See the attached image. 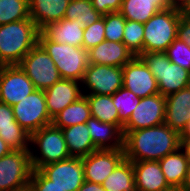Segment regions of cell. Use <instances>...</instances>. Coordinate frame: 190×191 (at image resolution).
Listing matches in <instances>:
<instances>
[{"instance_id":"obj_4","label":"cell","mask_w":190,"mask_h":191,"mask_svg":"<svg viewBox=\"0 0 190 191\" xmlns=\"http://www.w3.org/2000/svg\"><path fill=\"white\" fill-rule=\"evenodd\" d=\"M138 57L156 78L161 95L167 96L190 85V71L171 63L165 52H141Z\"/></svg>"},{"instance_id":"obj_30","label":"cell","mask_w":190,"mask_h":191,"mask_svg":"<svg viewBox=\"0 0 190 191\" xmlns=\"http://www.w3.org/2000/svg\"><path fill=\"white\" fill-rule=\"evenodd\" d=\"M100 15L92 5L91 0H70L66 9L65 19L77 20L81 27L90 26Z\"/></svg>"},{"instance_id":"obj_16","label":"cell","mask_w":190,"mask_h":191,"mask_svg":"<svg viewBox=\"0 0 190 191\" xmlns=\"http://www.w3.org/2000/svg\"><path fill=\"white\" fill-rule=\"evenodd\" d=\"M81 82L71 79H60L53 86L44 90L47 110L53 119L65 107L83 96Z\"/></svg>"},{"instance_id":"obj_6","label":"cell","mask_w":190,"mask_h":191,"mask_svg":"<svg viewBox=\"0 0 190 191\" xmlns=\"http://www.w3.org/2000/svg\"><path fill=\"white\" fill-rule=\"evenodd\" d=\"M30 143L38 146L40 154H33L31 149L32 169L71 158L61 128L53 124L44 126L31 135Z\"/></svg>"},{"instance_id":"obj_18","label":"cell","mask_w":190,"mask_h":191,"mask_svg":"<svg viewBox=\"0 0 190 191\" xmlns=\"http://www.w3.org/2000/svg\"><path fill=\"white\" fill-rule=\"evenodd\" d=\"M89 63L123 67L135 54L123 43L104 40L88 50Z\"/></svg>"},{"instance_id":"obj_44","label":"cell","mask_w":190,"mask_h":191,"mask_svg":"<svg viewBox=\"0 0 190 191\" xmlns=\"http://www.w3.org/2000/svg\"><path fill=\"white\" fill-rule=\"evenodd\" d=\"M188 0H168L169 3V7L170 8H177V9H181Z\"/></svg>"},{"instance_id":"obj_34","label":"cell","mask_w":190,"mask_h":191,"mask_svg":"<svg viewBox=\"0 0 190 191\" xmlns=\"http://www.w3.org/2000/svg\"><path fill=\"white\" fill-rule=\"evenodd\" d=\"M126 19L120 12H112L104 15L105 40L122 42Z\"/></svg>"},{"instance_id":"obj_14","label":"cell","mask_w":190,"mask_h":191,"mask_svg":"<svg viewBox=\"0 0 190 191\" xmlns=\"http://www.w3.org/2000/svg\"><path fill=\"white\" fill-rule=\"evenodd\" d=\"M39 170L65 191H78L85 181L83 162L80 157L50 163Z\"/></svg>"},{"instance_id":"obj_47","label":"cell","mask_w":190,"mask_h":191,"mask_svg":"<svg viewBox=\"0 0 190 191\" xmlns=\"http://www.w3.org/2000/svg\"><path fill=\"white\" fill-rule=\"evenodd\" d=\"M12 191H34L31 184L28 183L27 185L23 186V187H20V188H17L15 190H12Z\"/></svg>"},{"instance_id":"obj_17","label":"cell","mask_w":190,"mask_h":191,"mask_svg":"<svg viewBox=\"0 0 190 191\" xmlns=\"http://www.w3.org/2000/svg\"><path fill=\"white\" fill-rule=\"evenodd\" d=\"M136 191H172L166 181L159 161L132 162Z\"/></svg>"},{"instance_id":"obj_5","label":"cell","mask_w":190,"mask_h":191,"mask_svg":"<svg viewBox=\"0 0 190 191\" xmlns=\"http://www.w3.org/2000/svg\"><path fill=\"white\" fill-rule=\"evenodd\" d=\"M180 17V9L169 7L158 11L143 24V52H165L177 38Z\"/></svg>"},{"instance_id":"obj_20","label":"cell","mask_w":190,"mask_h":191,"mask_svg":"<svg viewBox=\"0 0 190 191\" xmlns=\"http://www.w3.org/2000/svg\"><path fill=\"white\" fill-rule=\"evenodd\" d=\"M190 120V85L166 96L165 124L179 134Z\"/></svg>"},{"instance_id":"obj_28","label":"cell","mask_w":190,"mask_h":191,"mask_svg":"<svg viewBox=\"0 0 190 191\" xmlns=\"http://www.w3.org/2000/svg\"><path fill=\"white\" fill-rule=\"evenodd\" d=\"M91 117L89 103L83 95L77 101L65 107L52 120V124L58 128H66L76 124H83Z\"/></svg>"},{"instance_id":"obj_42","label":"cell","mask_w":190,"mask_h":191,"mask_svg":"<svg viewBox=\"0 0 190 191\" xmlns=\"http://www.w3.org/2000/svg\"><path fill=\"white\" fill-rule=\"evenodd\" d=\"M181 148L184 150L187 158L190 161V139H180Z\"/></svg>"},{"instance_id":"obj_32","label":"cell","mask_w":190,"mask_h":191,"mask_svg":"<svg viewBox=\"0 0 190 191\" xmlns=\"http://www.w3.org/2000/svg\"><path fill=\"white\" fill-rule=\"evenodd\" d=\"M112 99L113 104L119 112L120 122L125 125L130 119L133 110H135L136 106L140 102V98L122 86L112 95Z\"/></svg>"},{"instance_id":"obj_27","label":"cell","mask_w":190,"mask_h":191,"mask_svg":"<svg viewBox=\"0 0 190 191\" xmlns=\"http://www.w3.org/2000/svg\"><path fill=\"white\" fill-rule=\"evenodd\" d=\"M89 103L91 117L119 126L123 130L120 122V115L113 104L111 95L83 94Z\"/></svg>"},{"instance_id":"obj_38","label":"cell","mask_w":190,"mask_h":191,"mask_svg":"<svg viewBox=\"0 0 190 191\" xmlns=\"http://www.w3.org/2000/svg\"><path fill=\"white\" fill-rule=\"evenodd\" d=\"M123 0H91L95 10L100 15H107L112 12H119Z\"/></svg>"},{"instance_id":"obj_24","label":"cell","mask_w":190,"mask_h":191,"mask_svg":"<svg viewBox=\"0 0 190 191\" xmlns=\"http://www.w3.org/2000/svg\"><path fill=\"white\" fill-rule=\"evenodd\" d=\"M159 163L167 183L174 190L180 191L183 188L189 163L184 150L178 148L159 160Z\"/></svg>"},{"instance_id":"obj_2","label":"cell","mask_w":190,"mask_h":191,"mask_svg":"<svg viewBox=\"0 0 190 191\" xmlns=\"http://www.w3.org/2000/svg\"><path fill=\"white\" fill-rule=\"evenodd\" d=\"M39 33L31 19L0 25V63L18 65L38 43Z\"/></svg>"},{"instance_id":"obj_10","label":"cell","mask_w":190,"mask_h":191,"mask_svg":"<svg viewBox=\"0 0 190 191\" xmlns=\"http://www.w3.org/2000/svg\"><path fill=\"white\" fill-rule=\"evenodd\" d=\"M81 84L88 94L113 95L123 86V67L89 63Z\"/></svg>"},{"instance_id":"obj_29","label":"cell","mask_w":190,"mask_h":191,"mask_svg":"<svg viewBox=\"0 0 190 191\" xmlns=\"http://www.w3.org/2000/svg\"><path fill=\"white\" fill-rule=\"evenodd\" d=\"M101 185L106 191H136L132 162L124 158Z\"/></svg>"},{"instance_id":"obj_31","label":"cell","mask_w":190,"mask_h":191,"mask_svg":"<svg viewBox=\"0 0 190 191\" xmlns=\"http://www.w3.org/2000/svg\"><path fill=\"white\" fill-rule=\"evenodd\" d=\"M30 19L29 0H0V25Z\"/></svg>"},{"instance_id":"obj_23","label":"cell","mask_w":190,"mask_h":191,"mask_svg":"<svg viewBox=\"0 0 190 191\" xmlns=\"http://www.w3.org/2000/svg\"><path fill=\"white\" fill-rule=\"evenodd\" d=\"M40 32L55 43L82 47L84 27H81L77 20L63 18L58 22L49 23Z\"/></svg>"},{"instance_id":"obj_46","label":"cell","mask_w":190,"mask_h":191,"mask_svg":"<svg viewBox=\"0 0 190 191\" xmlns=\"http://www.w3.org/2000/svg\"><path fill=\"white\" fill-rule=\"evenodd\" d=\"M180 139H190V120L180 133Z\"/></svg>"},{"instance_id":"obj_9","label":"cell","mask_w":190,"mask_h":191,"mask_svg":"<svg viewBox=\"0 0 190 191\" xmlns=\"http://www.w3.org/2000/svg\"><path fill=\"white\" fill-rule=\"evenodd\" d=\"M31 149L13 150L0 158V191H12L30 182Z\"/></svg>"},{"instance_id":"obj_26","label":"cell","mask_w":190,"mask_h":191,"mask_svg":"<svg viewBox=\"0 0 190 191\" xmlns=\"http://www.w3.org/2000/svg\"><path fill=\"white\" fill-rule=\"evenodd\" d=\"M167 8L161 0H123L119 12L126 20L145 24L158 11Z\"/></svg>"},{"instance_id":"obj_1","label":"cell","mask_w":190,"mask_h":191,"mask_svg":"<svg viewBox=\"0 0 190 191\" xmlns=\"http://www.w3.org/2000/svg\"><path fill=\"white\" fill-rule=\"evenodd\" d=\"M123 134L125 159L131 162L159 161L181 146L180 134L165 123Z\"/></svg>"},{"instance_id":"obj_13","label":"cell","mask_w":190,"mask_h":191,"mask_svg":"<svg viewBox=\"0 0 190 191\" xmlns=\"http://www.w3.org/2000/svg\"><path fill=\"white\" fill-rule=\"evenodd\" d=\"M124 158V149H98L82 157L84 179L102 184Z\"/></svg>"},{"instance_id":"obj_22","label":"cell","mask_w":190,"mask_h":191,"mask_svg":"<svg viewBox=\"0 0 190 191\" xmlns=\"http://www.w3.org/2000/svg\"><path fill=\"white\" fill-rule=\"evenodd\" d=\"M70 0H29L30 19L39 30L65 17Z\"/></svg>"},{"instance_id":"obj_39","label":"cell","mask_w":190,"mask_h":191,"mask_svg":"<svg viewBox=\"0 0 190 191\" xmlns=\"http://www.w3.org/2000/svg\"><path fill=\"white\" fill-rule=\"evenodd\" d=\"M177 38L190 46V21L180 17L177 27Z\"/></svg>"},{"instance_id":"obj_15","label":"cell","mask_w":190,"mask_h":191,"mask_svg":"<svg viewBox=\"0 0 190 191\" xmlns=\"http://www.w3.org/2000/svg\"><path fill=\"white\" fill-rule=\"evenodd\" d=\"M123 87L140 99L159 93L156 78L138 56L123 66Z\"/></svg>"},{"instance_id":"obj_25","label":"cell","mask_w":190,"mask_h":191,"mask_svg":"<svg viewBox=\"0 0 190 191\" xmlns=\"http://www.w3.org/2000/svg\"><path fill=\"white\" fill-rule=\"evenodd\" d=\"M61 129L71 157L82 158L98 150L90 138V132L86 123Z\"/></svg>"},{"instance_id":"obj_35","label":"cell","mask_w":190,"mask_h":191,"mask_svg":"<svg viewBox=\"0 0 190 191\" xmlns=\"http://www.w3.org/2000/svg\"><path fill=\"white\" fill-rule=\"evenodd\" d=\"M171 63L190 71V46L176 38L165 51Z\"/></svg>"},{"instance_id":"obj_21","label":"cell","mask_w":190,"mask_h":191,"mask_svg":"<svg viewBox=\"0 0 190 191\" xmlns=\"http://www.w3.org/2000/svg\"><path fill=\"white\" fill-rule=\"evenodd\" d=\"M90 138L97 149H123V130L114 124L90 117L86 121Z\"/></svg>"},{"instance_id":"obj_45","label":"cell","mask_w":190,"mask_h":191,"mask_svg":"<svg viewBox=\"0 0 190 191\" xmlns=\"http://www.w3.org/2000/svg\"><path fill=\"white\" fill-rule=\"evenodd\" d=\"M180 191H190V161L187 167V174L183 184V188Z\"/></svg>"},{"instance_id":"obj_48","label":"cell","mask_w":190,"mask_h":191,"mask_svg":"<svg viewBox=\"0 0 190 191\" xmlns=\"http://www.w3.org/2000/svg\"><path fill=\"white\" fill-rule=\"evenodd\" d=\"M161 1L169 8L168 0H161Z\"/></svg>"},{"instance_id":"obj_3","label":"cell","mask_w":190,"mask_h":191,"mask_svg":"<svg viewBox=\"0 0 190 191\" xmlns=\"http://www.w3.org/2000/svg\"><path fill=\"white\" fill-rule=\"evenodd\" d=\"M38 43L49 54L62 79L82 82L89 65L88 51L85 48L55 43L48 40L41 32Z\"/></svg>"},{"instance_id":"obj_11","label":"cell","mask_w":190,"mask_h":191,"mask_svg":"<svg viewBox=\"0 0 190 191\" xmlns=\"http://www.w3.org/2000/svg\"><path fill=\"white\" fill-rule=\"evenodd\" d=\"M34 90L32 81L19 65L0 68V102L12 107Z\"/></svg>"},{"instance_id":"obj_40","label":"cell","mask_w":190,"mask_h":191,"mask_svg":"<svg viewBox=\"0 0 190 191\" xmlns=\"http://www.w3.org/2000/svg\"><path fill=\"white\" fill-rule=\"evenodd\" d=\"M78 191H106L101 184L84 181Z\"/></svg>"},{"instance_id":"obj_43","label":"cell","mask_w":190,"mask_h":191,"mask_svg":"<svg viewBox=\"0 0 190 191\" xmlns=\"http://www.w3.org/2000/svg\"><path fill=\"white\" fill-rule=\"evenodd\" d=\"M12 150L11 148L6 144V142L0 137V158L4 155H7Z\"/></svg>"},{"instance_id":"obj_37","label":"cell","mask_w":190,"mask_h":191,"mask_svg":"<svg viewBox=\"0 0 190 191\" xmlns=\"http://www.w3.org/2000/svg\"><path fill=\"white\" fill-rule=\"evenodd\" d=\"M29 183L34 191H65L37 169L32 171Z\"/></svg>"},{"instance_id":"obj_33","label":"cell","mask_w":190,"mask_h":191,"mask_svg":"<svg viewBox=\"0 0 190 191\" xmlns=\"http://www.w3.org/2000/svg\"><path fill=\"white\" fill-rule=\"evenodd\" d=\"M144 25L137 21L126 20L122 42L135 56L143 52Z\"/></svg>"},{"instance_id":"obj_8","label":"cell","mask_w":190,"mask_h":191,"mask_svg":"<svg viewBox=\"0 0 190 191\" xmlns=\"http://www.w3.org/2000/svg\"><path fill=\"white\" fill-rule=\"evenodd\" d=\"M15 120L30 135L52 124L45 101L44 90L35 89L12 106Z\"/></svg>"},{"instance_id":"obj_12","label":"cell","mask_w":190,"mask_h":191,"mask_svg":"<svg viewBox=\"0 0 190 191\" xmlns=\"http://www.w3.org/2000/svg\"><path fill=\"white\" fill-rule=\"evenodd\" d=\"M165 107L166 96L160 93L141 98L130 119L123 126V131H133L164 124Z\"/></svg>"},{"instance_id":"obj_36","label":"cell","mask_w":190,"mask_h":191,"mask_svg":"<svg viewBox=\"0 0 190 191\" xmlns=\"http://www.w3.org/2000/svg\"><path fill=\"white\" fill-rule=\"evenodd\" d=\"M104 15L90 26L84 27L82 47L87 51L105 40Z\"/></svg>"},{"instance_id":"obj_7","label":"cell","mask_w":190,"mask_h":191,"mask_svg":"<svg viewBox=\"0 0 190 191\" xmlns=\"http://www.w3.org/2000/svg\"><path fill=\"white\" fill-rule=\"evenodd\" d=\"M18 65L38 90H45L61 79L55 63L39 43L25 55Z\"/></svg>"},{"instance_id":"obj_19","label":"cell","mask_w":190,"mask_h":191,"mask_svg":"<svg viewBox=\"0 0 190 191\" xmlns=\"http://www.w3.org/2000/svg\"><path fill=\"white\" fill-rule=\"evenodd\" d=\"M0 137L11 150L31 149V135L15 120L13 108L0 102Z\"/></svg>"},{"instance_id":"obj_41","label":"cell","mask_w":190,"mask_h":191,"mask_svg":"<svg viewBox=\"0 0 190 191\" xmlns=\"http://www.w3.org/2000/svg\"><path fill=\"white\" fill-rule=\"evenodd\" d=\"M181 17L190 21V0L180 9Z\"/></svg>"}]
</instances>
